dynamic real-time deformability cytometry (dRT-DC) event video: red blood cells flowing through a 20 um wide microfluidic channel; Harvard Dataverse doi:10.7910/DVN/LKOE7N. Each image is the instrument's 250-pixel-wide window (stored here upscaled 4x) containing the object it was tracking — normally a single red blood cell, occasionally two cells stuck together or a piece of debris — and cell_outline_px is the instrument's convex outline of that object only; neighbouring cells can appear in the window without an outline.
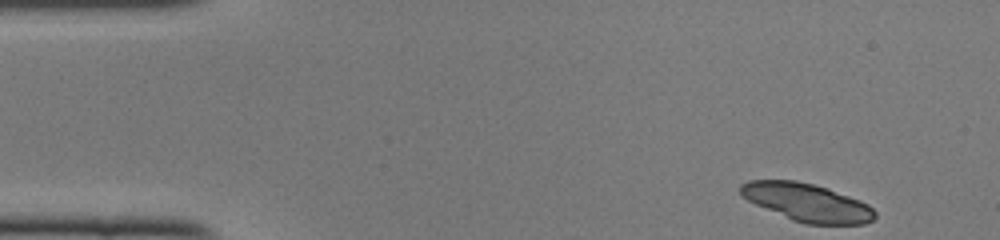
{"species": "common noctule bat (a hibernating species)", "species_latin": "Nyctalus noctula", "temperature_condition": "cold", "stored_images_in_passage": 20, "camera_frame_rate_fps": 3000, "um_per_image_px": 0.085, "animal": {"sex": "female", "body_mass_g": 22.0, "forearm_length_mm": 56.7}, "frame": {"image": 1, "passage_image": 1, "time_ms": 0.0, "image_size_px": [1000, 240], "cell_outline_px": [[876, 216], [872, 220], [864, 224], [808, 224], [792, 220], [756, 204], [740, 196], [740, 184], [748, 180], [796, 180], [828, 188], [860, 200], [868, 204], [876, 212]], "centroid_in_image_um": [68.59, 17.2], "position_along_channel_um": 16.4, "area_um2": 29.65}}